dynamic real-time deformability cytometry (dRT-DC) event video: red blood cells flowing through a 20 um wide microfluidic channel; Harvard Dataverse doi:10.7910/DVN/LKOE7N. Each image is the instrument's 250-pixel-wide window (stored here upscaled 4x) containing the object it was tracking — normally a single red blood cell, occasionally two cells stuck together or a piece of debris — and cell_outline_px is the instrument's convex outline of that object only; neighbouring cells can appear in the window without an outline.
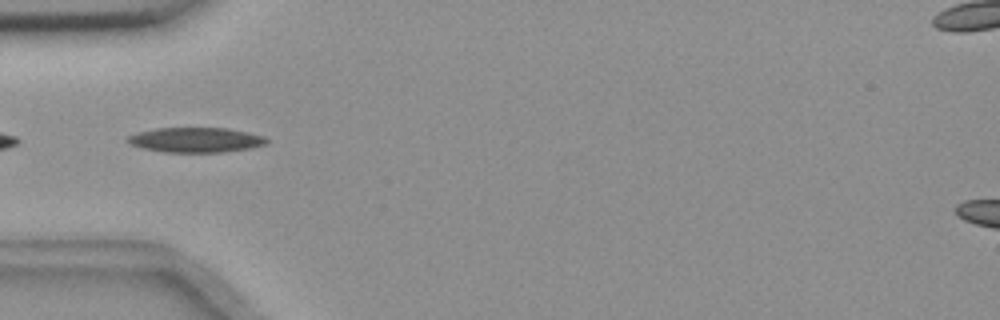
{"species": "common noctule bat (a hibernating species)", "species_latin": "Nyctalus noctula", "temperature_condition": "room temperature", "stored_images_in_passage": 8, "camera_frame_rate_fps": 3000, "um_per_image_px": 0.085, "animal": {"sex": "female", "body_mass_g": 18.4}, "frame": {"image": 1, "passage_image": 2, "time_ms": 0.333, "image_size_px": [1000, 320], "cell_outline_px": [[268, 144], [248, 148], [224, 152], [164, 152], [144, 148], [128, 144], [128, 136], [136, 132], [156, 128], [228, 128], [248, 132], [264, 136], [268, 140]], "centroid_in_image_um": [16.64, 11.89], "position_along_channel_um": 68.4, "area_um2": 20.17}}